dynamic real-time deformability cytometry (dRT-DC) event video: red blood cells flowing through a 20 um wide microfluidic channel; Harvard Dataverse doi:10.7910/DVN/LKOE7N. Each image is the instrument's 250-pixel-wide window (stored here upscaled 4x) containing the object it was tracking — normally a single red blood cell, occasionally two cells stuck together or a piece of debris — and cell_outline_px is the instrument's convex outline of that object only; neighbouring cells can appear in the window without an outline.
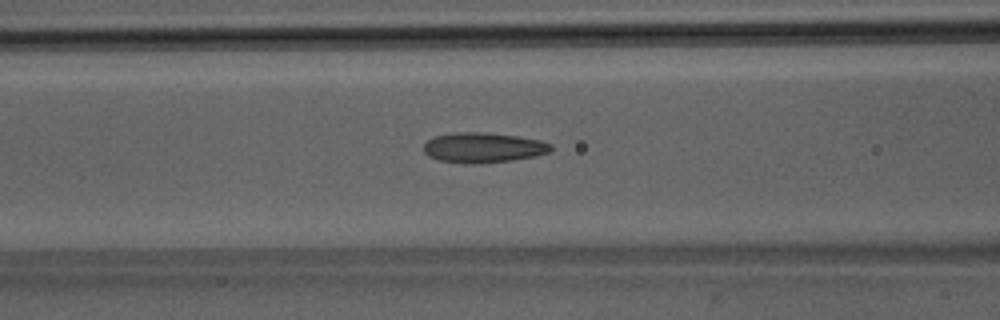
{"species": "Egyptian fruit bat (a non-hibernating species)", "species_latin": "Rousettus aegyptiacus", "temperature_condition": "room temperature", "stored_images_in_passage": 46, "segment_of_instrument_passage": [1, 2], "camera_frame_rate_fps": 3000, "um_per_image_px": 0.085, "animal": {"sex": "male"}, "frame": {"image": 1, "passage_image": 21, "time_ms": 6.667, "image_size_px": [1000, 320], "cell_outline_px": [[552, 152], [536, 156], [512, 160], [480, 164], [464, 164], [440, 160], [428, 156], [424, 152], [424, 144], [432, 136], [456, 132], [480, 132], [516, 136], [540, 140], [552, 144]], "centroid_in_image_um": [41.08, 12.55], "position_along_channel_um": 125.5, "area_um2": 22.54}}
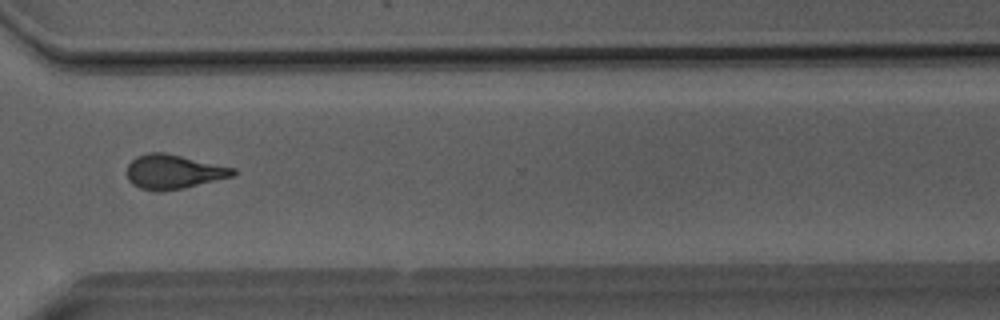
{"frame": {"image": 2, "passage_image": 38, "time_ms": 12.333, "image_size_px": [1000, 320], "cell_outline_px": [[236, 176], [184, 188], [160, 192], [156, 192], [140, 188], [132, 184], [128, 180], [128, 164], [136, 156], [148, 152], [164, 152], [236, 168]], "centroid_in_image_um": [14.77, 14.61], "position_along_channel_um": 355.8, "area_um2": 21.44}}
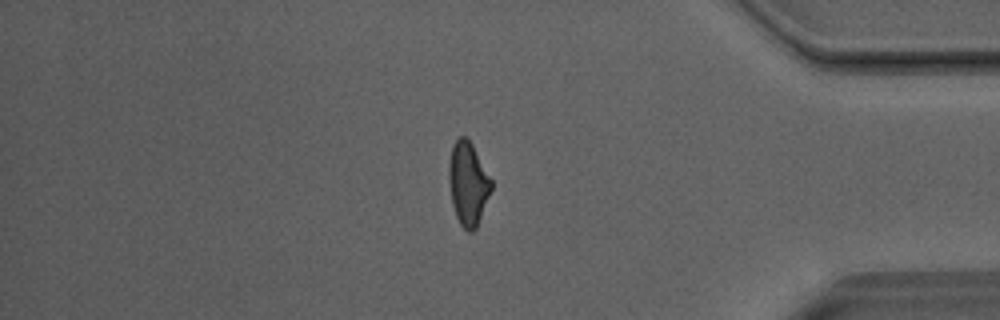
{"frame": {"image": 3, "passage_image": 43, "time_ms": 14.0, "image_size_px": [1000, 320], "cell_outline_px": [[492, 188], [476, 228], [472, 232], [468, 232], [460, 224], [456, 216], [452, 204], [448, 180], [448, 160], [452, 144], [460, 136], [464, 136], [472, 144], [492, 180]], "centroid_in_image_um": [39.76, 15.59], "position_along_channel_um": 395.4, "area_um2": 20.63}}